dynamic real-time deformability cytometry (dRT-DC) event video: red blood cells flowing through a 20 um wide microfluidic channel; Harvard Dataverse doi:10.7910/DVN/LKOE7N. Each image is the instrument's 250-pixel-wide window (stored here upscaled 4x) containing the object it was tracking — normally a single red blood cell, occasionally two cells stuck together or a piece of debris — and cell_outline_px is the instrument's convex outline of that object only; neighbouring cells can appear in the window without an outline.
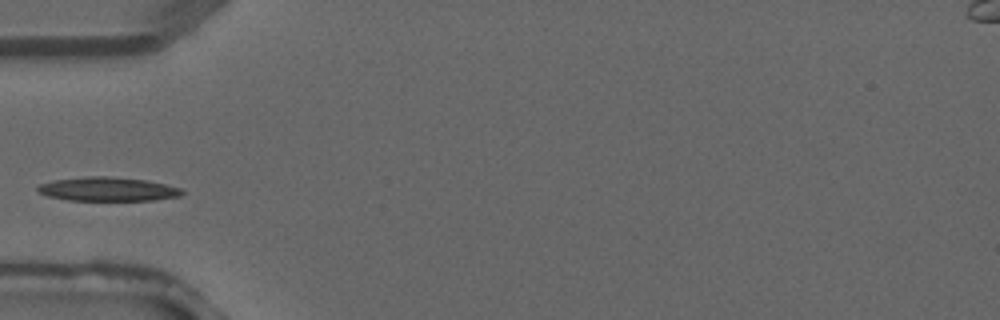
{"species": "common noctule bat (a hibernating species)", "species_latin": "Nyctalus noctula", "temperature_condition": "warm", "stored_images_in_passage": 1, "camera_frame_rate_fps": 3000, "um_per_image_px": 0.085, "animal": {"sex": "male", "forearm_length_mm": 52.5}, "frame": {"image": 1, "passage_image": 1, "time_ms": 0.0, "image_size_px": [1000, 320], "cell_outline_px": [[184, 192], [180, 196], [152, 200], [68, 200], [48, 196], [40, 192], [36, 188], [40, 184], [52, 180], [88, 176], [108, 176], [148, 180], [180, 188]], "centroid_in_image_um": [9.15, 16.07], "position_along_channel_um": 75.8, "area_um2": 20.0}}